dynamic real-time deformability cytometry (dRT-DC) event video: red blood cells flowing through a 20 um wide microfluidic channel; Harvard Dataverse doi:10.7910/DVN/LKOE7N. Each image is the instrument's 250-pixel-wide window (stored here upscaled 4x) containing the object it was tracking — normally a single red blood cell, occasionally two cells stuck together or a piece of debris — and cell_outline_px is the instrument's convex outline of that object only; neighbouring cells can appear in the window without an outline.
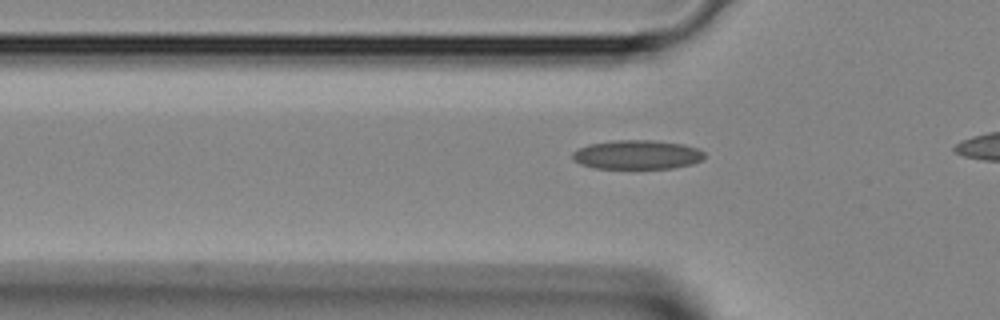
{"species": "Egyptian fruit bat (a non-hibernating species)", "species_latin": "Rousettus aegyptiacus", "temperature_condition": "room temperature", "stored_images_in_passage": 2, "camera_frame_rate_fps": 3000, "um_per_image_px": 0.085, "animal": {"sex": "female"}, "frame": {"image": 1, "passage_image": 2, "time_ms": 0.333, "image_size_px": [1000, 320], "cell_outline_px": [[704, 160], [692, 164], [672, 168], [592, 168], [580, 164], [572, 160], [572, 152], [588, 144], [616, 140], [652, 140], [684, 144], [696, 148], [704, 152]], "centroid_in_image_um": [54.14, 13.15], "position_along_channel_um": 71.7, "area_um2": 22.48}}